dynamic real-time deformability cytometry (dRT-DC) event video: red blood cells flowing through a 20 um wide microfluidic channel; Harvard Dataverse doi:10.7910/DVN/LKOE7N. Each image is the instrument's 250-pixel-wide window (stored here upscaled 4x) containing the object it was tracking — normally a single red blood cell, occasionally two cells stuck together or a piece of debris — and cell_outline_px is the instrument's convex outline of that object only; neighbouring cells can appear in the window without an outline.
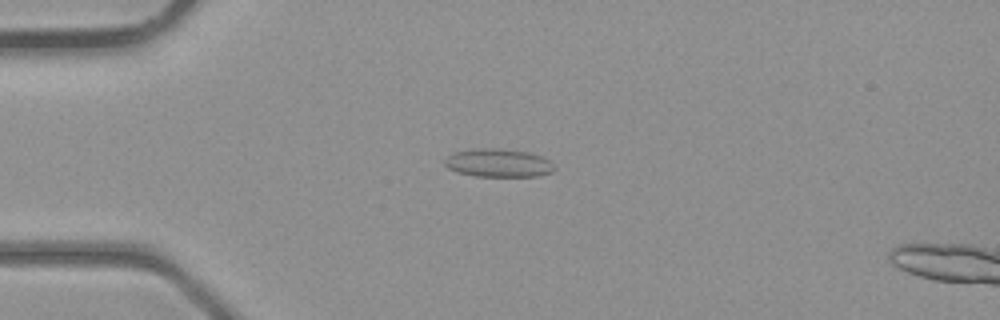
{"species": "common noctule bat (a hibernating species)", "species_latin": "Nyctalus noctula", "temperature_condition": "room temperature", "stored_images_in_passage": 2, "camera_frame_rate_fps": 3000, "um_per_image_px": 0.085, "animal": {"sex": "male", "body_mass_g": 23.1, "forearm_length_mm": 52.7}, "frame": {"image": 1, "passage_image": 1, "time_ms": 0.0, "image_size_px": [1000, 320], "cell_outline_px": [[556, 168], [552, 172], [540, 176], [476, 176], [456, 172], [448, 168], [444, 164], [444, 160], [452, 152], [472, 148], [496, 148], [528, 152], [540, 156], [548, 160]], "centroid_in_image_um": [42.32, 13.85], "position_along_channel_um": 42.7, "area_um2": 18.15}}